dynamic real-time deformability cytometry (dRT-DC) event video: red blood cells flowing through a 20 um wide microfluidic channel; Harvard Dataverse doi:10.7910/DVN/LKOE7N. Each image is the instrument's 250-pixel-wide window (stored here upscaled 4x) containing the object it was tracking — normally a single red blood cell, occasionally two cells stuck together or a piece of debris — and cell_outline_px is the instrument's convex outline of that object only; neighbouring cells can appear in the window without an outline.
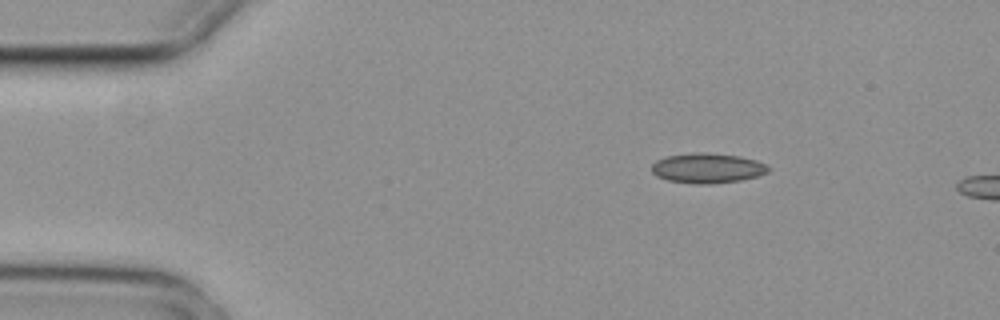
{"species": "common noctule bat (a hibernating species)", "species_latin": "Nyctalus noctula", "temperature_condition": "cold", "stored_images_in_passage": 3, "camera_frame_rate_fps": 3000, "um_per_image_px": 0.085, "animal": {"sex": "female", "body_mass_g": 29.2, "forearm_length_mm": 56.3}, "frame": {"image": 1, "passage_image": 1, "time_ms": 0.0, "image_size_px": [1000, 320], "cell_outline_px": [[768, 172], [756, 176], [740, 180], [712, 184], [696, 184], [668, 180], [656, 176], [652, 172], [652, 164], [656, 160], [668, 156], [696, 152], [708, 152], [740, 156], [756, 160], [768, 164]], "centroid_in_image_um": [60.13, 14.28], "position_along_channel_um": 24.9, "area_um2": 20.4}}